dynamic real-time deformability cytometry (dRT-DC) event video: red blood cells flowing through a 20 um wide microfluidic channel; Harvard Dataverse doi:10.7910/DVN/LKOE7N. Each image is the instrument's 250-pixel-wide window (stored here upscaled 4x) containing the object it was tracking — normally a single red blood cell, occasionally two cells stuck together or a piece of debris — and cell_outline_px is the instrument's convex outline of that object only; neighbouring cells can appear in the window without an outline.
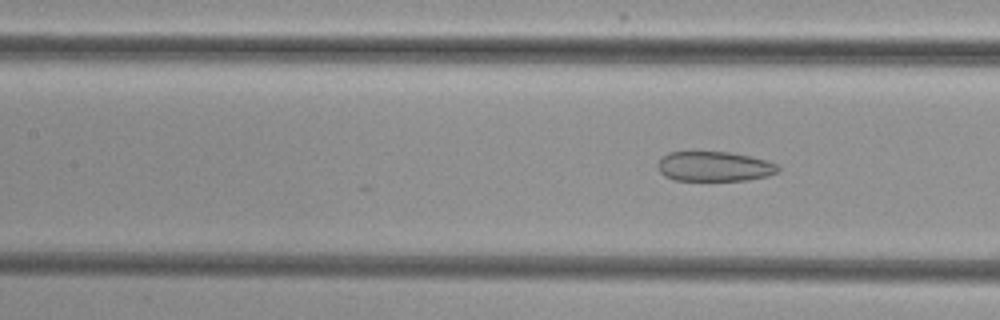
{"species": "common noctule bat (a hibernating species)", "species_latin": "Nyctalus noctula", "temperature_condition": "cold", "stored_images_in_passage": 20, "camera_frame_rate_fps": 3000, "um_per_image_px": 0.085, "animal": {"sex": "female", "body_mass_g": 29.2, "forearm_length_mm": 56.3}, "frame": {"image": 1, "passage_image": 20, "time_ms": 6.333, "image_size_px": [1000, 320], "cell_outline_px": [[780, 172], [768, 176], [748, 180], [676, 180], [664, 176], [656, 168], [656, 164], [668, 152], [728, 152], [768, 160], [776, 164], [780, 168]], "centroid_in_image_um": [60.73, 14.15], "position_along_channel_um": 146.7, "area_um2": 20.98}}